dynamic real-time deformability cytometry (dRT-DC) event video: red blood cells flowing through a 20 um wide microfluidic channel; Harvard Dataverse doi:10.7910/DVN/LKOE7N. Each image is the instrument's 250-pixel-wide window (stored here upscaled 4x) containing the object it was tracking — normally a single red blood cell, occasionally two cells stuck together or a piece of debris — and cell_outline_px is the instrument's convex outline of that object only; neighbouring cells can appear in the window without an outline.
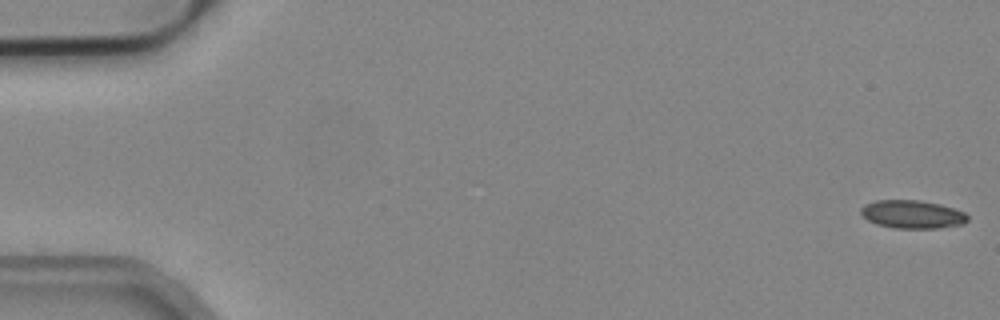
{"species": "common noctule bat (a hibernating species)", "species_latin": "Nyctalus noctula", "temperature_condition": "cold", "stored_images_in_passage": 18, "camera_frame_rate_fps": 3000, "um_per_image_px": 0.085, "animal": {"sex": "male", "body_mass_g": 19.2, "forearm_length_mm": 51.8}, "frame": {"image": 1, "passage_image": 1, "time_ms": 0.0, "image_size_px": [1000, 320], "cell_outline_px": [[968, 220], [964, 224], [936, 228], [896, 228], [876, 224], [868, 220], [860, 212], [860, 208], [864, 204], [876, 200], [920, 200], [940, 204], [964, 212], [968, 216]], "centroid_in_image_um": [77.54, 18.21], "position_along_channel_um": 7.5, "area_um2": 17.51}}
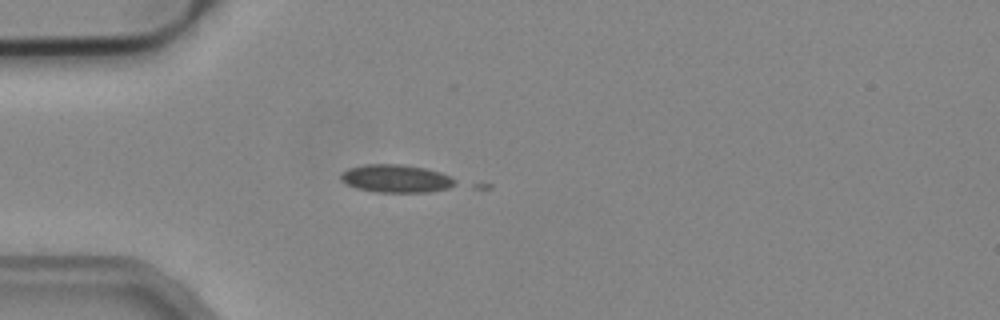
{"frame": {"image": 2, "passage_image": 15, "time_ms": 4.667, "image_size_px": [1000, 320], "cell_outline_px": [[456, 184], [448, 188], [428, 192], [376, 192], [356, 188], [340, 180], [340, 172], [348, 168], [364, 164], [400, 164], [424, 168], [440, 172], [452, 176], [456, 180]], "centroid_in_image_um": [33.65, 15.17], "position_along_channel_um": 51.3, "area_um2": 18.73}}